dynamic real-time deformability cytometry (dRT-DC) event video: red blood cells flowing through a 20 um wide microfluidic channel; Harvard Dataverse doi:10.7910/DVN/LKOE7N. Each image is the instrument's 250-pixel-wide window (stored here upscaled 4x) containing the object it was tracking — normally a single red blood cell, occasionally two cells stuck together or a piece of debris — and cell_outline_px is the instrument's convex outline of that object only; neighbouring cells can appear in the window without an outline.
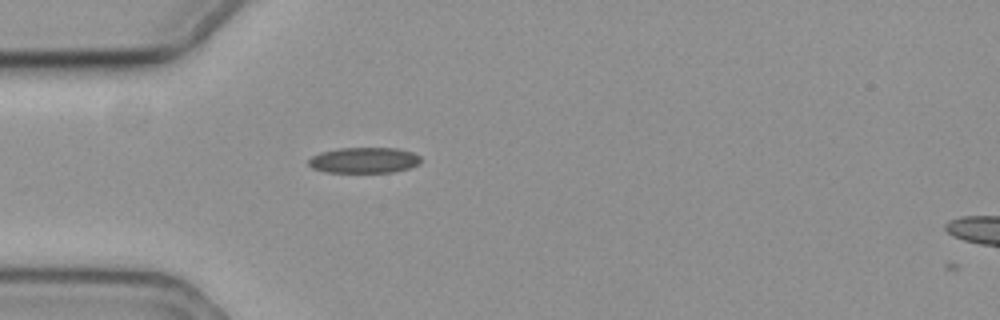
{"species": "common noctule bat (a hibernating species)", "species_latin": "Nyctalus noctula", "temperature_condition": "cold", "stored_images_in_passage": 3, "camera_frame_rate_fps": 3000, "um_per_image_px": 0.085, "animal": {"sex": "female", "body_mass_g": 19.3, "forearm_length_mm": 54.1}, "frame": {"image": 1, "passage_image": 2, "time_ms": 0.333, "image_size_px": [1000, 320], "cell_outline_px": [[420, 164], [408, 168], [392, 172], [324, 172], [312, 168], [308, 164], [308, 160], [312, 156], [320, 152], [340, 148], [396, 148], [412, 152], [420, 156]], "centroid_in_image_um": [30.93, 13.62], "position_along_channel_um": 54.1, "area_um2": 16.82}}